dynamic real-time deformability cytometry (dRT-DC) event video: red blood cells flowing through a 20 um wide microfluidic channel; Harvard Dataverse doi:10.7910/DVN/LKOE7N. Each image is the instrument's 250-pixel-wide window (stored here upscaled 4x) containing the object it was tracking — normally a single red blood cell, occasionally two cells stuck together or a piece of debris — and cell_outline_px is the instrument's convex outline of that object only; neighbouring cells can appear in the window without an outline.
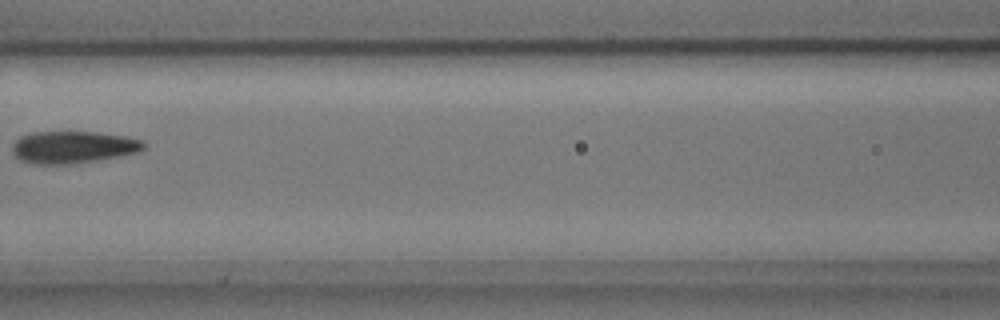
{"species": "common noctule bat (a hibernating species)", "species_latin": "Nyctalus noctula", "temperature_condition": "cold", "stored_images_in_passage": 4, "camera_frame_rate_fps": 3000, "um_per_image_px": 0.085, "animal": {"sex": "male", "body_mass_g": 17.9, "forearm_length_mm": 54.2}, "frame": {"image": 1, "passage_image": 3, "time_ms": 0.667, "image_size_px": [1000, 320], "cell_outline_px": [[144, 148], [136, 152], [96, 160], [68, 164], [32, 164], [20, 160], [12, 152], [12, 144], [20, 136], [32, 132], [96, 132], [128, 136], [140, 140], [144, 144]], "centroid_in_image_um": [6.15, 12.5], "position_along_channel_um": 160.5, "area_um2": 24.45}}
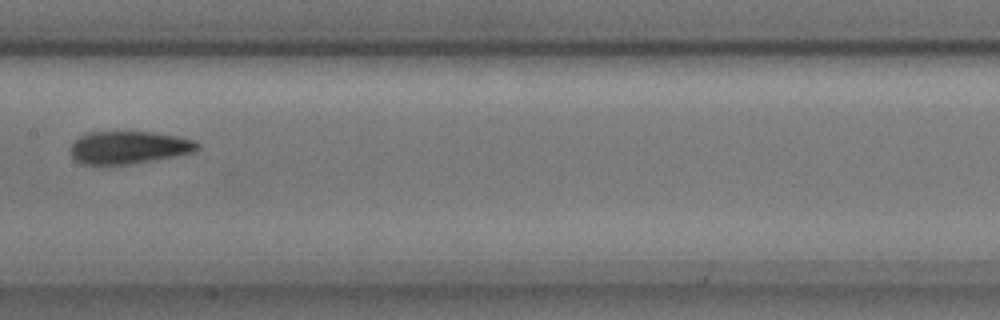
{"frame": {"image": 2, "passage_image": 4, "time_ms": 1.0, "image_size_px": [1000, 320], "cell_outline_px": [[200, 148], [196, 152], [132, 164], [104, 168], [80, 164], [72, 156], [68, 148], [84, 132], [152, 132], [176, 136], [196, 140], [200, 144]], "centroid_in_image_um": [10.9, 12.58], "position_along_channel_um": 196.5, "area_um2": 25.09}}